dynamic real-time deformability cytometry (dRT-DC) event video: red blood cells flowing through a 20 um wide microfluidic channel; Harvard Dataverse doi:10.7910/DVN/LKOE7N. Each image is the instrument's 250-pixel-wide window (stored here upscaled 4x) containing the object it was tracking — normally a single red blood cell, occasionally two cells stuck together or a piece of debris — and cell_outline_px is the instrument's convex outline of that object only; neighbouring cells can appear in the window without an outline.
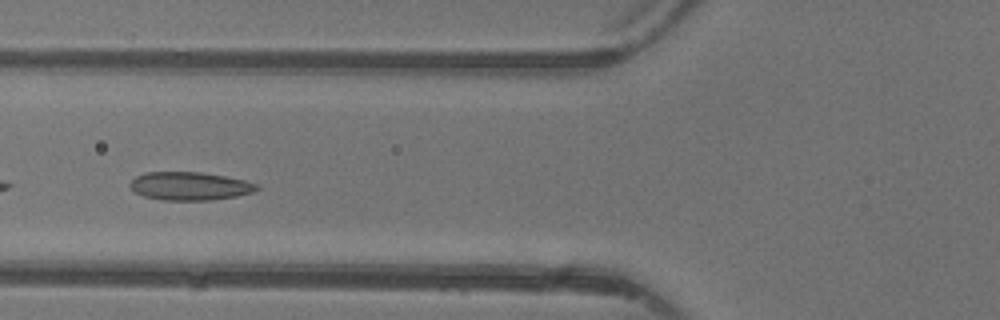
{"species": "common noctule bat (a hibernating species)", "species_latin": "Nyctalus noctula", "temperature_condition": "warm", "stored_images_in_passage": 4, "camera_frame_rate_fps": 3000, "um_per_image_px": 0.085, "animal": {"sex": "female"}, "frame": {"image": 1, "passage_image": 4, "time_ms": 3.333, "image_size_px": [1000, 320], "cell_outline_px": [[260, 188], [252, 192], [236, 196], [212, 200], [164, 200], [144, 196], [136, 192], [128, 184], [136, 176], [144, 172], [200, 172], [224, 176], [244, 180], [260, 184]], "centroid_in_image_um": [16.15, 15.81], "position_along_channel_um": 109.7, "area_um2": 20.81}}